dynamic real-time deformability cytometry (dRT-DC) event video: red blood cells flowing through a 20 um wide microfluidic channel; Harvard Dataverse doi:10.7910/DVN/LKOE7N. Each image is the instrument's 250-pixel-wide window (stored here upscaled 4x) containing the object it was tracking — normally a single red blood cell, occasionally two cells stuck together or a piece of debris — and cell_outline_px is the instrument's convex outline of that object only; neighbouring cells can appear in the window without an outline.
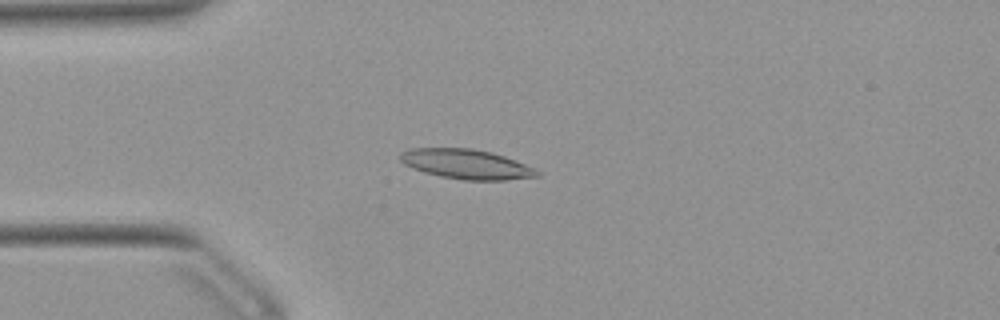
{"species": "Egyptian fruit bat (a non-hibernating species)", "species_latin": "Rousettus aegyptiacus", "temperature_condition": "warm", "stored_images_in_passage": 51, "camera_frame_rate_fps": 3000, "um_per_image_px": 0.085, "animal": {"sex": "female"}, "frame": {"image": 1, "passage_image": 13, "time_ms": 4.0, "image_size_px": [1000, 320], "cell_outline_px": [[540, 176], [504, 180], [464, 180], [440, 176], [424, 172], [412, 168], [404, 164], [400, 160], [400, 152], [412, 148], [472, 148], [492, 152], [504, 156], [536, 168], [540, 172]], "centroid_in_image_um": [39.65, 13.95], "position_along_channel_um": 45.4, "area_um2": 23.76}}
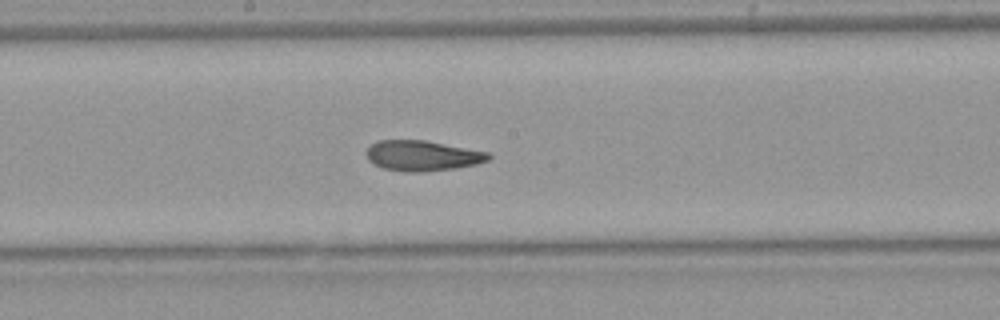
{"frame": {"image": 2, "passage_image": 27, "time_ms": 8.667, "image_size_px": [1000, 320], "cell_outline_px": [[492, 156], [488, 160], [476, 164], [456, 168], [420, 172], [412, 172], [384, 168], [368, 160], [364, 152], [376, 140], [424, 140], [488, 152]], "centroid_in_image_um": [35.89, 13.22], "position_along_channel_um": 212.3, "area_um2": 21.44}}
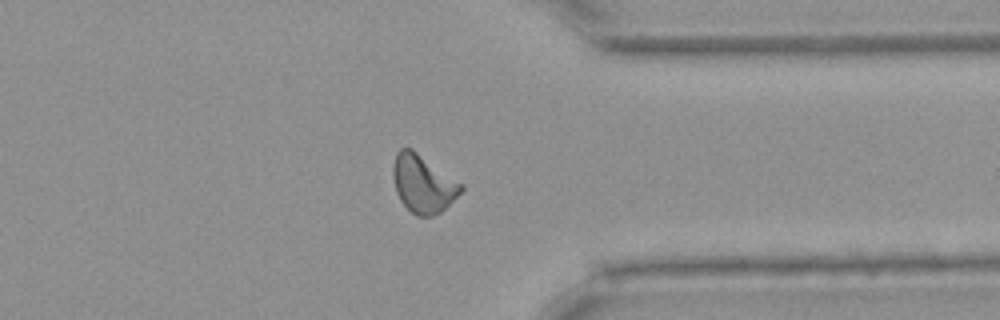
{"frame": {"image": 3, "passage_image": 40, "time_ms": 13.0, "image_size_px": [1000, 320], "cell_outline_px": [[464, 188], [440, 212], [432, 216], [416, 216], [400, 200], [396, 192], [392, 176], [392, 168], [396, 152], [400, 148], [412, 148], [464, 184]], "centroid_in_image_um": [35.94, 15.59], "position_along_channel_um": 375.5, "area_um2": 22.89}, "authors_computed_cell_mechanics": {"area_um2": 22.0796, "velocity_mm_per_s": 3.9194, "shape_relaxation_time_tau1_ms": 6.8013, "shape_relaxation_time_tau2_ms": 2.6784, "deformation_change_tau1": 0.1848, "deformation_change_tau2": 0.0967}}